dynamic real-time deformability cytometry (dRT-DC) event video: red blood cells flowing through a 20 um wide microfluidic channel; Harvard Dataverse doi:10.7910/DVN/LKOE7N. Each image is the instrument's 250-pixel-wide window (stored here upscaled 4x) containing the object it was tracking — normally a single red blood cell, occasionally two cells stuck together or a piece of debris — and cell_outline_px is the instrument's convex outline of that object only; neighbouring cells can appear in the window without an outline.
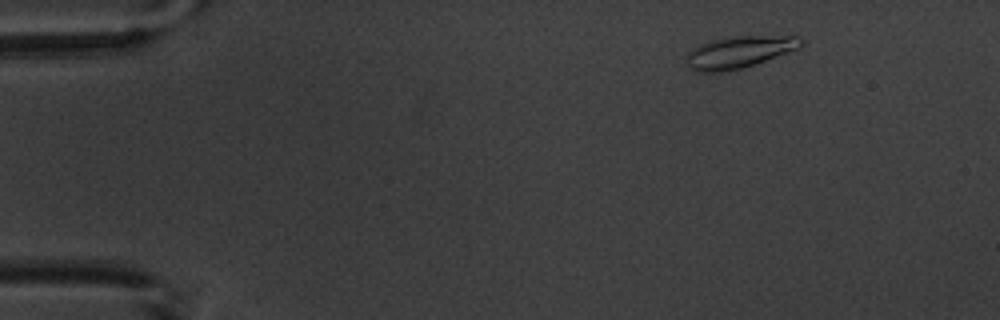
{"species": "common noctule bat (a hibernating species)", "species_latin": "Nyctalus noctula", "temperature_condition": "warm", "stored_images_in_passage": 4, "camera_frame_rate_fps": 3000, "um_per_image_px": 0.085, "animal": {"sex": "male", "body_mass_g": 20.1, "forearm_length_mm": 53.5}, "frame": {"image": 1, "passage_image": 2, "time_ms": 1.333, "image_size_px": [1000, 320], "cell_outline_px": [[804, 44], [800, 48], [740, 68], [720, 72], [696, 72], [688, 64], [684, 56], [692, 48], [700, 44], [712, 40], [736, 36], [800, 36], [804, 40]], "centroid_in_image_um": [62.82, 4.41], "position_along_channel_um": 22.2, "area_um2": 21.1}}